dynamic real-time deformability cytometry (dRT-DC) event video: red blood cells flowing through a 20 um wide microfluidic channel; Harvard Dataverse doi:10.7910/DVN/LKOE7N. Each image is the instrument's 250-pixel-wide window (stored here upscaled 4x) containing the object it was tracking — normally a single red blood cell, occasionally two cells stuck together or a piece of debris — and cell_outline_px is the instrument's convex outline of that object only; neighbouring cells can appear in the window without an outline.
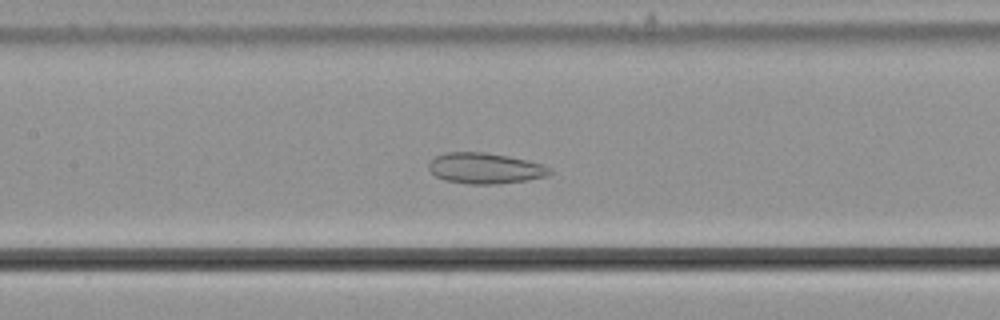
{"species": "common noctule bat (a hibernating species)", "species_latin": "Nyctalus noctula", "temperature_condition": "cold", "stored_images_in_passage": 58, "camera_frame_rate_fps": 3000, "um_per_image_px": 0.085, "animal": {"sex": "male", "body_mass_g": 21.5, "forearm_length_mm": 52.0}, "frame": {"image": 1, "passage_image": 28, "time_ms": 9.0, "image_size_px": [1000, 320], "cell_outline_px": [[552, 172], [548, 176], [528, 180], [500, 184], [468, 184], [444, 180], [436, 176], [428, 168], [428, 164], [436, 156], [448, 152], [484, 152], [508, 156], [528, 160], [544, 164], [552, 168]], "centroid_in_image_um": [41.28, 14.31], "position_along_channel_um": 166.1, "area_um2": 21.91}}
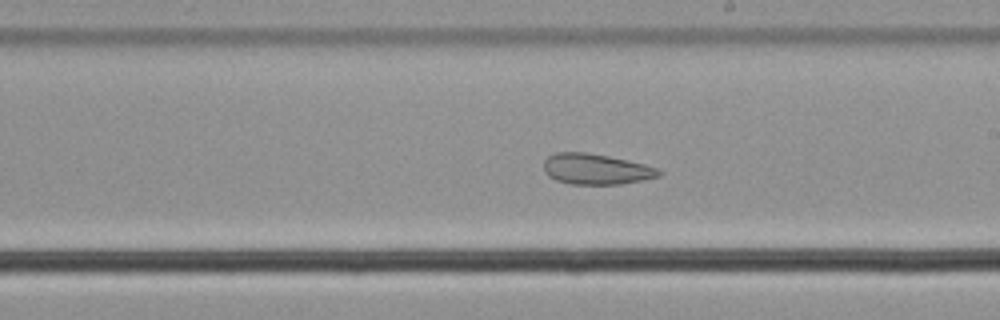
{"frame": {"image": 2, "passage_image": 34, "time_ms": 11.0, "image_size_px": [1000, 320], "cell_outline_px": [[664, 172], [660, 176], [644, 180], [620, 184], [572, 184], [556, 180], [548, 176], [544, 172], [544, 160], [548, 156], [556, 152], [584, 152], [608, 156], [628, 160], [660, 168]], "centroid_in_image_um": [50.69, 14.37], "position_along_channel_um": 238.3, "area_um2": 20.75}}
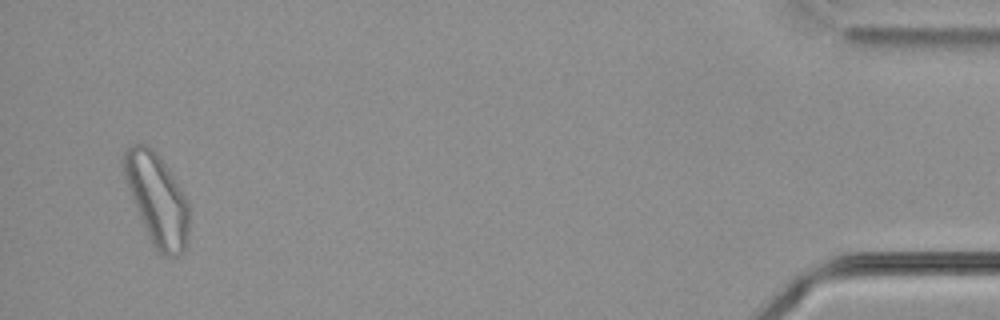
{"frame": {"image": 3, "passage_image": 56, "time_ms": 18.333, "image_size_px": [1000, 320], "cell_outline_px": [[188, 244], [176, 256], [164, 256], [152, 244], [148, 236], [136, 208], [128, 188], [124, 176], [124, 152], [132, 144], [148, 144], [160, 156], [176, 180], [188, 200]], "centroid_in_image_um": [13.36, 16.93], "position_along_channel_um": 421.8, "area_um2": 34.33}, "authors_computed_cell_mechanics": {"area_um2": 29.1601, "velocity_mm_per_s": 3.6234, "shape_relaxation_time_tau1_ms": null, "shape_relaxation_time_tau2_ms": 4.9692, "deformation_change_tau1": null, "deformation_change_tau2": 0.128}}